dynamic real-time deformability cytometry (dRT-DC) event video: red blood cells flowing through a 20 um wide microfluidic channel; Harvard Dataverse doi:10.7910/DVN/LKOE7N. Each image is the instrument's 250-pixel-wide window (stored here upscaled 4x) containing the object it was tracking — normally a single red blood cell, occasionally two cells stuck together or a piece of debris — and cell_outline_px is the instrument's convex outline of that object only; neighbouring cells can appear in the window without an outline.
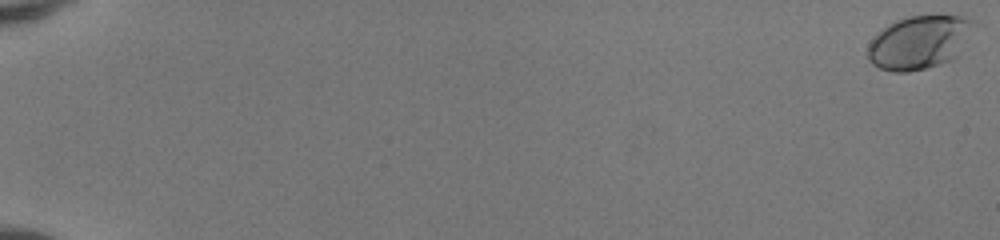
{"species": "human", "species_latin": "Homo sapiens", "temperature_condition": "room temperature", "stored_images_in_passage": 53, "camera_frame_rate_fps": 3000, "um_per_image_px": 0.085, "donor": {"sex": "female"}, "frame": {"image": 1, "passage_image": 1, "time_ms": 0.0, "image_size_px": [1000, 240], "cell_outline_px": [[976, 24], [956, 56], [952, 60], [928, 68], [908, 72], [892, 72], [880, 68], [872, 64], [868, 60], [868, 44], [888, 24], [896, 20], [908, 16], [960, 16], [972, 20]], "centroid_in_image_um": [78.12, 3.61], "position_along_channel_um": 6.9, "area_um2": 32.71}}
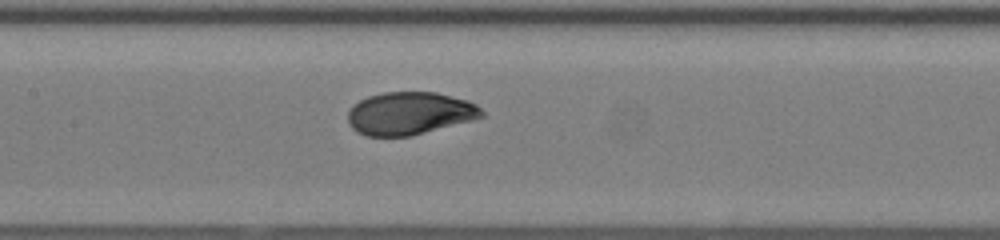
{"frame": {"image": 2, "passage_image": 29, "time_ms": 9.333, "image_size_px": [1000, 240], "cell_outline_px": [[484, 116], [472, 120], [412, 136], [368, 136], [356, 132], [348, 124], [348, 112], [352, 104], [368, 96], [384, 92], [436, 92], [468, 100], [476, 104], [484, 112]], "centroid_in_image_um": [34.8, 9.63], "position_along_channel_um": 172.6, "area_um2": 33.52}}
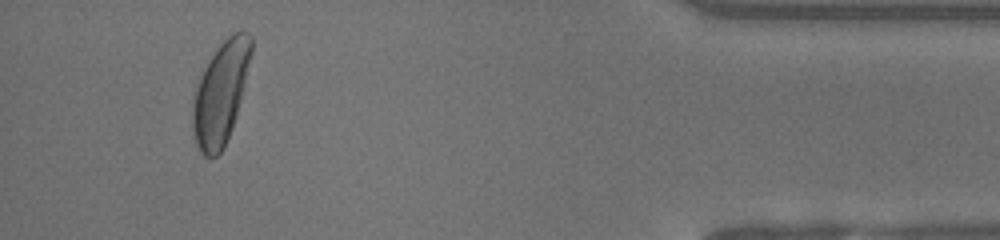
{"frame": {"image": 3, "passage_image": 50, "time_ms": 16.333, "image_size_px": [1000, 240], "cell_outline_px": [[252, 52], [236, 116], [232, 128], [220, 152], [216, 156], [204, 156], [200, 152], [196, 144], [192, 128], [192, 100], [200, 76], [208, 60], [216, 48], [232, 32], [240, 28], [248, 32], [252, 36]], "centroid_in_image_um": [18.75, 7.85], "position_along_channel_um": 416.5, "area_um2": 34.8}, "authors_computed_cell_mechanics": {"area_um2": 33.0038, "velocity_mm_per_s": 4.1661, "shape_relaxation_time_tau1_ms": 2.7658, "shape_relaxation_time_tau2_ms": null, "deformation_change_tau1": 0.1618, "deformation_change_tau2": null}}